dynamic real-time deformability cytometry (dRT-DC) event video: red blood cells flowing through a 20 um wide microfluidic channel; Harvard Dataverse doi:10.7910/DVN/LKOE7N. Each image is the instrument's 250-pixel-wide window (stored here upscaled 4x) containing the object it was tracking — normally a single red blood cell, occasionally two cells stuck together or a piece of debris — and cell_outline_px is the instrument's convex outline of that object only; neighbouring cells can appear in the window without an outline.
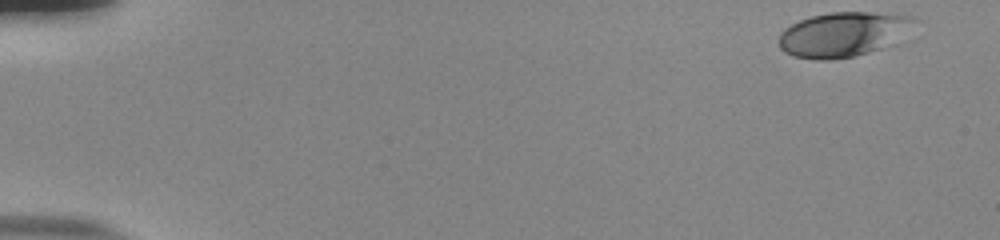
{"species": "human", "species_latin": "Homo sapiens", "temperature_condition": "room temperature", "stored_images_in_passage": 52, "camera_frame_rate_fps": 3000, "um_per_image_px": 0.085, "donor": {"sex": "male"}, "frame": {"image": 1, "passage_image": 1, "time_ms": 0.0, "image_size_px": [1000, 240], "cell_outline_px": [[924, 20], [908, 40], [904, 44], [856, 56], [832, 60], [816, 60], [792, 56], [784, 52], [780, 48], [780, 32], [784, 28], [800, 20], [812, 16], [828, 12], [868, 12], [916, 16]], "centroid_in_image_um": [71.95, 2.93], "position_along_channel_um": 13.1, "area_um2": 37.45}}
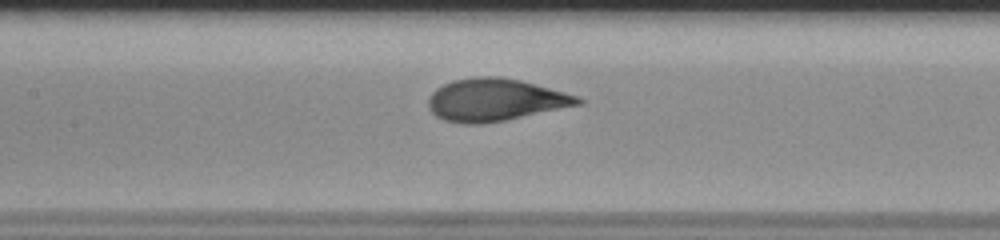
{"frame": {"image": 2, "passage_image": 25, "time_ms": 8.0, "image_size_px": [1000, 240], "cell_outline_px": [[584, 104], [484, 124], [464, 124], [444, 120], [436, 116], [428, 108], [428, 96], [436, 88], [452, 80], [476, 76], [500, 76], [520, 80], [580, 96], [584, 100]], "centroid_in_image_um": [42.09, 8.48], "position_along_channel_um": 165.3, "area_um2": 37.22}}
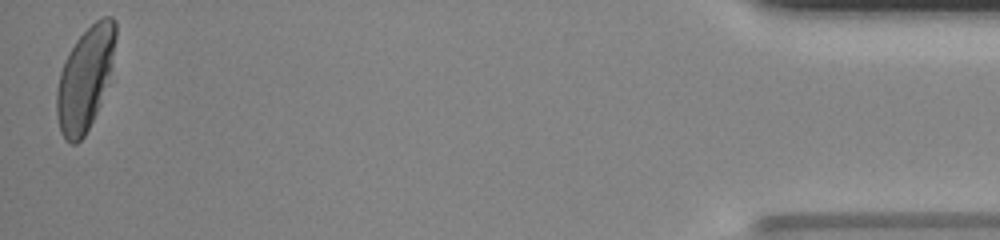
{"frame": {"image": 3, "passage_image": 52, "time_ms": 17.0, "image_size_px": [1000, 240], "cell_outline_px": [[116, 36], [108, 84], [100, 104], [84, 136], [76, 144], [72, 144], [64, 140], [60, 132], [56, 112], [56, 92], [60, 72], [64, 60], [76, 40], [96, 20], [104, 16], [112, 16], [116, 20]], "centroid_in_image_um": [7.22, 6.69], "position_along_channel_um": 428.0, "area_um2": 35.26}, "authors_computed_cell_mechanics": {"area_um2": 35.836, "velocity_mm_per_s": 3.8095, "shape_relaxation_time_tau1_ms": 4.1271, "shape_relaxation_time_tau2_ms": null, "deformation_change_tau1": 0.2003, "deformation_change_tau2": null}}